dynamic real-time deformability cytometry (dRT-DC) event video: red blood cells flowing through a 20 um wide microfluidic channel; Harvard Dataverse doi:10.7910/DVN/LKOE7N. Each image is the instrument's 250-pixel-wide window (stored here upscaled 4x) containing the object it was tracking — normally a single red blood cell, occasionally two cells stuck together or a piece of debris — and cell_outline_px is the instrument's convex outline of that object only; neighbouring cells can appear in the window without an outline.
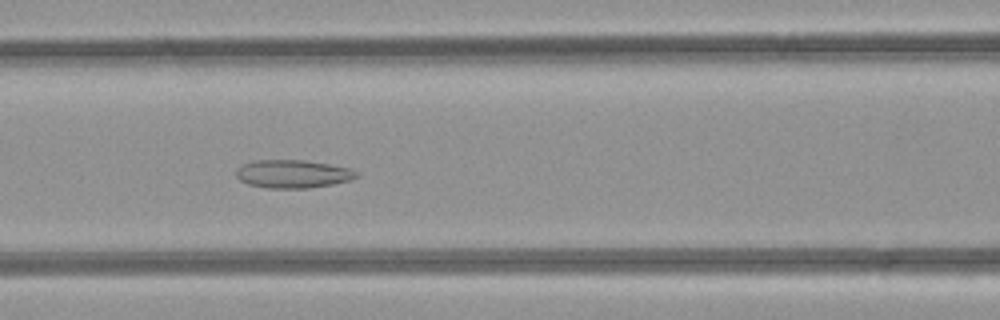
{"species": "common noctule bat (a hibernating species)", "species_latin": "Nyctalus noctula", "temperature_condition": "room temperature", "stored_images_in_passage": 41, "camera_frame_rate_fps": 3000, "um_per_image_px": 0.085, "animal": {"sex": "female", "body_mass_g": 21.9}, "frame": {"image": 1, "passage_image": 13, "time_ms": 4.0, "image_size_px": [1000, 320], "cell_outline_px": [[360, 176], [348, 180], [332, 184], [308, 188], [268, 188], [248, 184], [240, 180], [236, 176], [236, 168], [240, 164], [256, 160], [304, 160], [352, 168], [360, 172]], "centroid_in_image_um": [24.89, 14.77], "position_along_channel_um": 141.7, "area_um2": 19.88}}
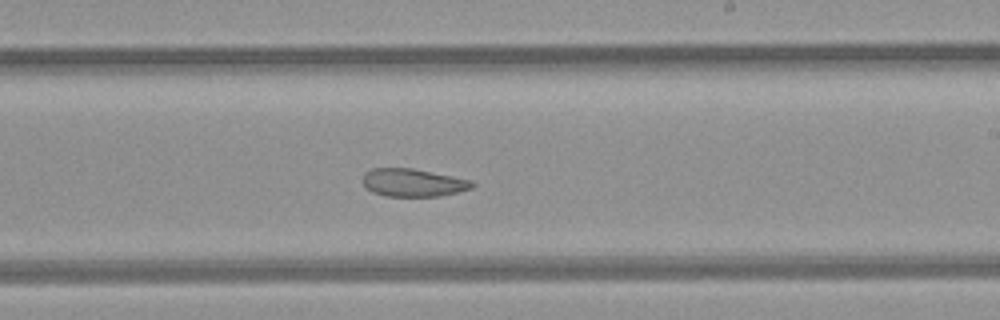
{"frame": {"image": 2, "passage_image": 21, "time_ms": 6.667, "image_size_px": [1000, 320], "cell_outline_px": [[476, 184], [472, 188], [440, 196], [384, 196], [372, 192], [364, 184], [364, 172], [372, 168], [412, 168], [472, 180]], "centroid_in_image_um": [35.12, 15.52], "position_along_channel_um": 253.9, "area_um2": 17.69}}
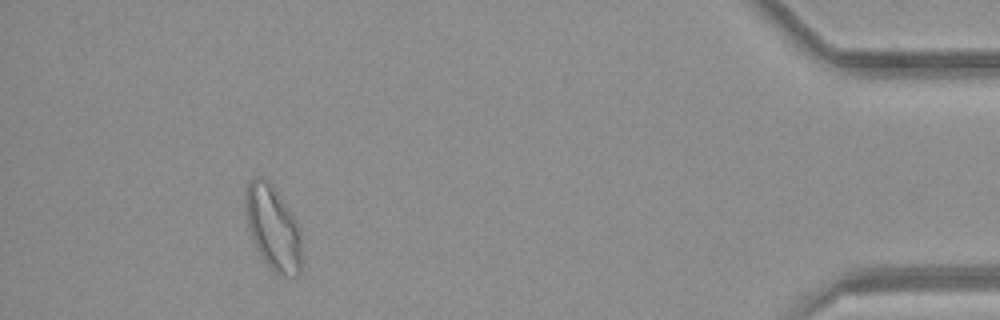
{"frame": {"image": 3, "passage_image": 37, "time_ms": 12.0, "image_size_px": [1000, 320], "cell_outline_px": [[300, 272], [296, 276], [280, 276], [264, 260], [252, 240], [248, 228], [244, 204], [244, 196], [248, 184], [256, 176], [260, 176], [268, 180], [288, 208], [300, 232]], "centroid_in_image_um": [23.16, 19.35], "position_along_channel_um": 412.0, "area_um2": 27.11}, "authors_computed_cell_mechanics": {"area_um2": 22.0796, "velocity_mm_per_s": 4.2137, "shape_relaxation_time_tau1_ms": null, "shape_relaxation_time_tau2_ms": 2.1786, "deformation_change_tau1": null, "deformation_change_tau2": 0.0802}}